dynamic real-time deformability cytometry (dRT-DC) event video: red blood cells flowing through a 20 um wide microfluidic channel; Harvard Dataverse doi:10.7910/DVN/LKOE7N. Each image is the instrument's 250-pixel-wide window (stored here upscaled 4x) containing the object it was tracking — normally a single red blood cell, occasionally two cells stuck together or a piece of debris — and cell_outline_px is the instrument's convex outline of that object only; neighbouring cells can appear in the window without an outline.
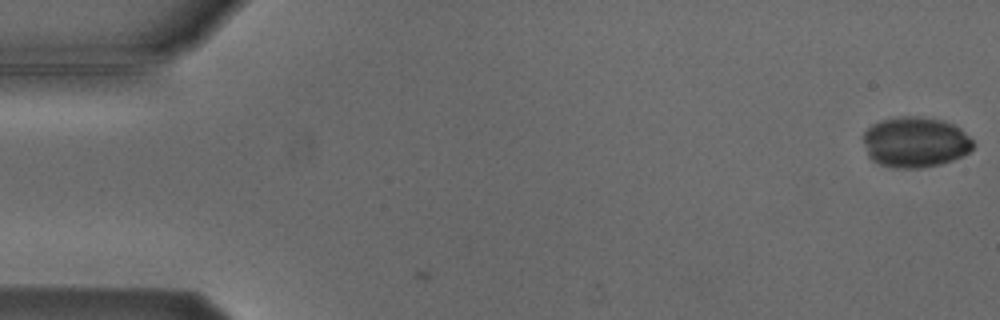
{"species": "Egyptian fruit bat (a non-hibernating species)", "species_latin": "Rousettus aegyptiacus", "temperature_condition": "cold", "stored_images_in_passage": 5, "camera_frame_rate_fps": 3000, "um_per_image_px": 0.085, "animal": {"sex": "male"}, "frame": {"image": 1, "passage_image": 1, "time_ms": 0.0, "image_size_px": [1000, 320], "cell_outline_px": [[976, 144], [964, 156], [940, 164], [920, 168], [896, 168], [880, 164], [872, 160], [868, 156], [864, 144], [864, 132], [872, 124], [884, 120], [904, 116], [920, 116], [944, 120], [960, 128]], "centroid_in_image_um": [77.81, 12.08], "position_along_channel_um": 7.2, "area_um2": 32.37}}